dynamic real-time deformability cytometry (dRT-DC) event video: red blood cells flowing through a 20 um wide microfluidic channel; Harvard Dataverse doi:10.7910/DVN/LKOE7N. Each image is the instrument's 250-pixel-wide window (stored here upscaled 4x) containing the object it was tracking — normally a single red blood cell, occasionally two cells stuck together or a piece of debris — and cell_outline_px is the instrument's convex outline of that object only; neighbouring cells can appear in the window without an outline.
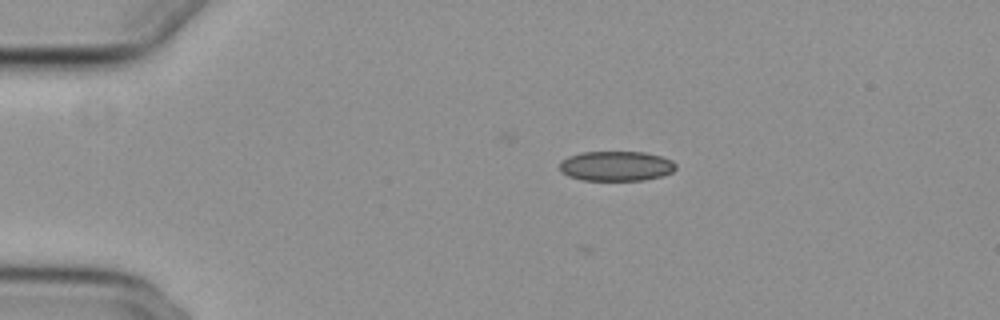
{"species": "common noctule bat (a hibernating species)", "species_latin": "Nyctalus noctula", "temperature_condition": "cold", "stored_images_in_passage": 47, "camera_frame_rate_fps": 3000, "um_per_image_px": 0.085, "animal": {"sex": "female", "body_mass_g": 29.2, "forearm_length_mm": 56.3}, "frame": {"image": 1, "passage_image": 3, "time_ms": 0.667, "image_size_px": [1000, 320], "cell_outline_px": [[676, 168], [672, 172], [664, 176], [644, 180], [584, 180], [568, 176], [560, 172], [560, 160], [568, 156], [584, 152], [644, 152], [660, 156], [672, 160], [676, 164]], "centroid_in_image_um": [52.38, 14.11], "position_along_channel_um": 32.6, "area_um2": 20.35}}
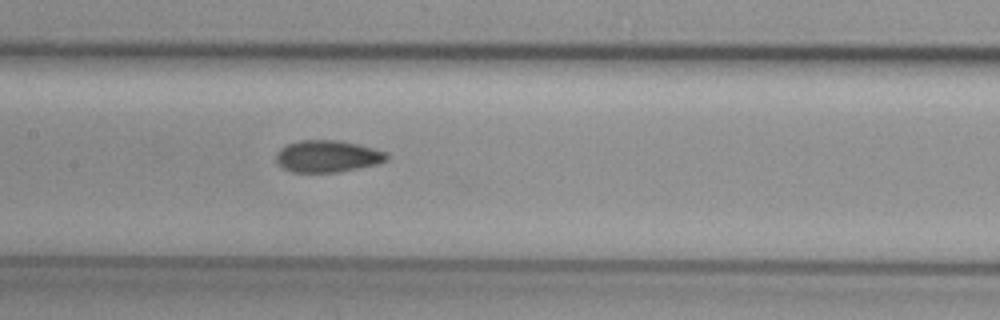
{"frame": {"image": 2, "passage_image": 19, "time_ms": 6.0, "image_size_px": [1000, 320], "cell_outline_px": [[388, 160], [380, 164], [340, 172], [292, 172], [284, 168], [276, 160], [276, 156], [280, 148], [288, 144], [300, 140], [336, 140], [356, 144], [388, 152]], "centroid_in_image_um": [27.88, 13.29], "position_along_channel_um": 179.5, "area_um2": 20.58}}
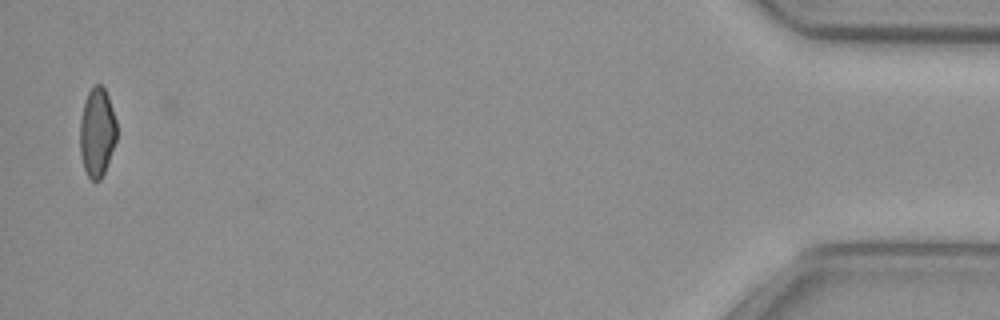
{"frame": {"image": 3, "passage_image": 46, "time_ms": 15.0, "image_size_px": [1000, 320], "cell_outline_px": [[116, 140], [104, 172], [100, 180], [92, 180], [88, 176], [84, 168], [80, 152], [80, 120], [84, 104], [88, 92], [96, 84], [100, 84], [104, 88], [108, 96], [116, 120]], "centroid_in_image_um": [8.25, 11.24], "position_along_channel_um": 427.0, "area_um2": 18.79}, "authors_computed_cell_mechanics": {"area_um2": 20.1722, "velocity_mm_per_s": 3.7493, "shape_relaxation_time_tau1_ms": null, "shape_relaxation_time_tau2_ms": 3.13, "deformation_change_tau1": null, "deformation_change_tau2": 0.074}}